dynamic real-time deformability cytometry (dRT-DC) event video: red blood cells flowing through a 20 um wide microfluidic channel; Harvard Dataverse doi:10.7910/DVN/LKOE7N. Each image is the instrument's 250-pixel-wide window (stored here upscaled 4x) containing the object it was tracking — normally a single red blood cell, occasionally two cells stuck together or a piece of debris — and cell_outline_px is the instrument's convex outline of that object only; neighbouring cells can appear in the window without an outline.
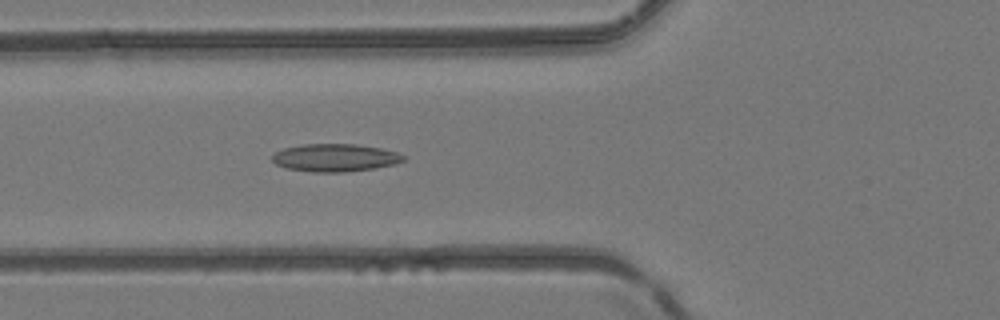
{"species": "common noctule bat (a hibernating species)", "species_latin": "Nyctalus noctula", "temperature_condition": "room temperature", "stored_images_in_passage": 50, "camera_frame_rate_fps": 3000, "um_per_image_px": 0.085, "animal": {"sex": "female", "body_mass_g": 24.6, "forearm_length_mm": 56.2}, "frame": {"image": 1, "passage_image": 19, "time_ms": 6.0, "image_size_px": [1000, 320], "cell_outline_px": [[408, 156], [404, 160], [396, 164], [376, 168], [344, 172], [312, 172], [288, 168], [276, 164], [272, 160], [272, 156], [276, 152], [284, 148], [304, 144], [356, 144], [380, 148], [396, 152]], "centroid_in_image_um": [28.52, 13.41], "position_along_channel_um": 97.3, "area_um2": 21.21}}
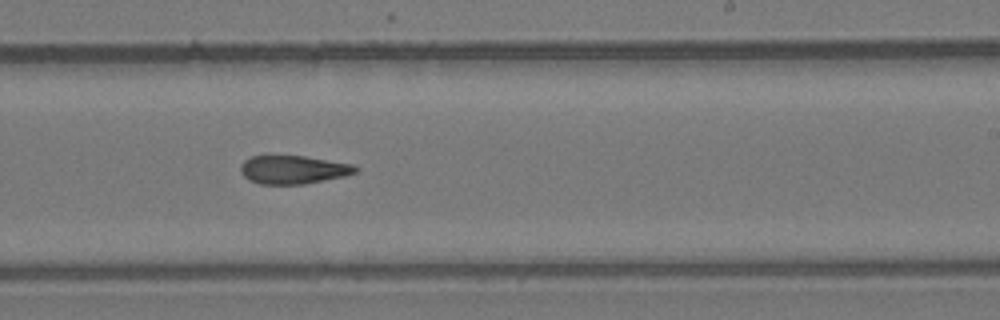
{"frame": {"image": 2, "passage_image": 31, "time_ms": 10.0, "image_size_px": [1000, 320], "cell_outline_px": [[360, 168], [356, 172], [344, 176], [304, 184], [260, 184], [248, 180], [240, 172], [240, 164], [248, 156], [304, 156], [352, 164]], "centroid_in_image_um": [24.89, 14.42], "position_along_channel_um": 264.1, "area_um2": 19.02}}
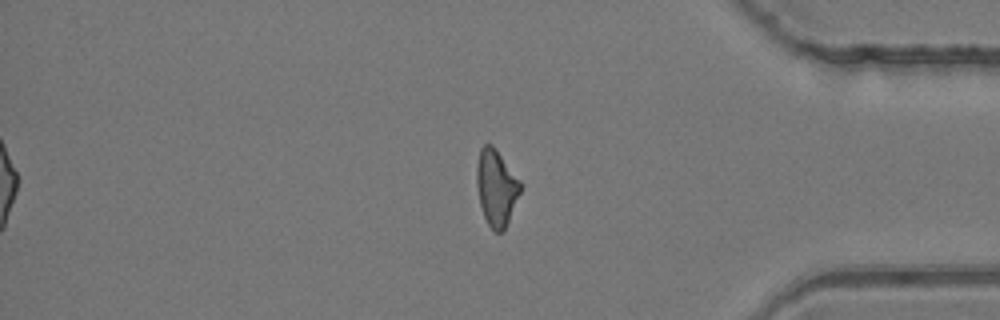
{"frame": {"image": 3, "passage_image": 42, "time_ms": 13.667, "image_size_px": [1000, 320], "cell_outline_px": [[520, 192], [504, 232], [496, 232], [488, 224], [484, 216], [480, 204], [476, 184], [476, 164], [480, 148], [484, 144], [492, 144], [496, 148], [520, 180]], "centroid_in_image_um": [42.17, 15.92], "position_along_channel_um": 393.0, "area_um2": 19.42}, "authors_computed_cell_mechanics": {"area_um2": 19.8832, "velocity_mm_per_s": 4.1687, "shape_relaxation_time_tau1_ms": null, "shape_relaxation_time_tau2_ms": 4.6428, "deformation_change_tau1": null, "deformation_change_tau2": 0.1445}}